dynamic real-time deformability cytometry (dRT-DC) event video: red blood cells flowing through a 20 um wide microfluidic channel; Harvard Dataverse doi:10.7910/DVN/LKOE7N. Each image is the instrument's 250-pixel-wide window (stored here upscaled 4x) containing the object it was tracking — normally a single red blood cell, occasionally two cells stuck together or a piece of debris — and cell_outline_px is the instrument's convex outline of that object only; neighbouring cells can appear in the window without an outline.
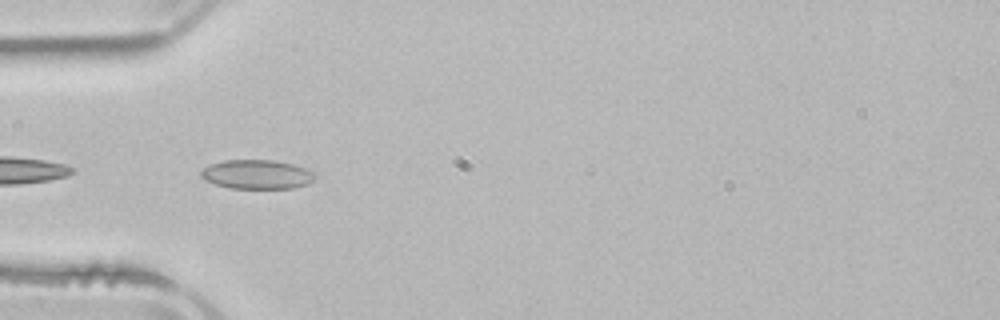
{"species": "common noctule bat (a hibernating species)", "species_latin": "Nyctalus noctula", "temperature_condition": "room temperature", "stored_images_in_passage": 4, "camera_frame_rate_fps": 3000, "um_per_image_px": 0.085, "animal": {"sex": "male", "body_mass_g": 21.5, "forearm_length_mm": 52.0}, "frame": {"image": 1, "passage_image": 3, "time_ms": 4.0, "image_size_px": [1000, 320], "cell_outline_px": [[316, 176], [308, 184], [292, 188], [228, 188], [204, 180], [200, 176], [200, 172], [204, 168], [212, 164], [224, 160], [272, 160], [292, 164], [304, 168], [312, 172]], "centroid_in_image_um": [21.81, 14.83], "position_along_channel_um": 63.2, "area_um2": 19.19}}
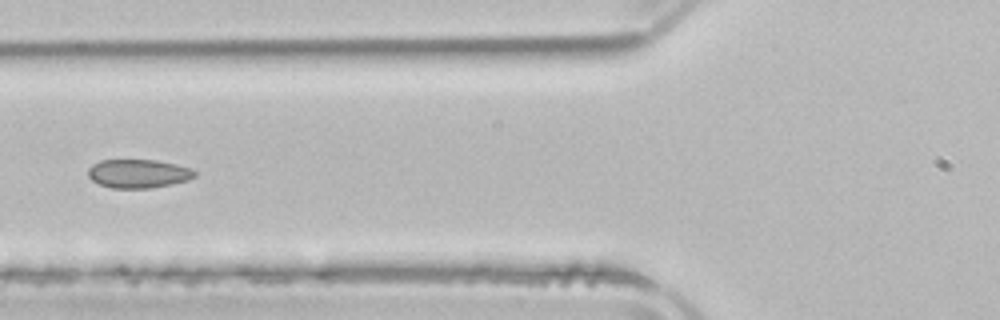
{"frame": {"image": 2, "passage_image": 4, "time_ms": 5.333, "image_size_px": [1000, 320], "cell_outline_px": [[196, 176], [188, 180], [152, 188], [112, 188], [100, 184], [92, 180], [88, 176], [88, 168], [92, 164], [100, 160], [156, 160], [176, 164], [192, 168], [196, 172]], "centroid_in_image_um": [11.76, 14.75], "position_along_channel_um": 114.0, "area_um2": 17.86}}